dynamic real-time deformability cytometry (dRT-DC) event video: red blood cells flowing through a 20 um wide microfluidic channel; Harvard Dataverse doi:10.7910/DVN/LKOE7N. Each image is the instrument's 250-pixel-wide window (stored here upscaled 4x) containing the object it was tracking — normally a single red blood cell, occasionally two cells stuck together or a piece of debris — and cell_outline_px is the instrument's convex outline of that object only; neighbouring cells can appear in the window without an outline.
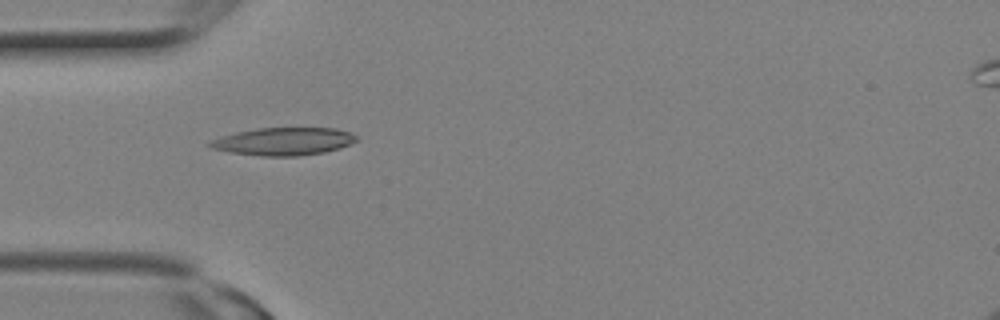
{"species": "Egyptian fruit bat (a non-hibernating species)", "species_latin": "Rousettus aegyptiacus", "temperature_condition": "room temperature", "stored_images_in_passage": 9, "camera_frame_rate_fps": 3000, "um_per_image_px": 0.085, "animal": {"sex": "female"}, "frame": {"image": 1, "passage_image": 6, "time_ms": 1.667, "image_size_px": [1000, 320], "cell_outline_px": [[360, 136], [356, 140], [340, 148], [324, 152], [296, 156], [264, 156], [232, 152], [212, 148], [208, 144], [208, 140], [220, 136], [236, 132], [260, 128], [336, 128], [352, 132]], "centroid_in_image_um": [24.12, 12.01], "position_along_channel_um": 60.9, "area_um2": 23.64}}
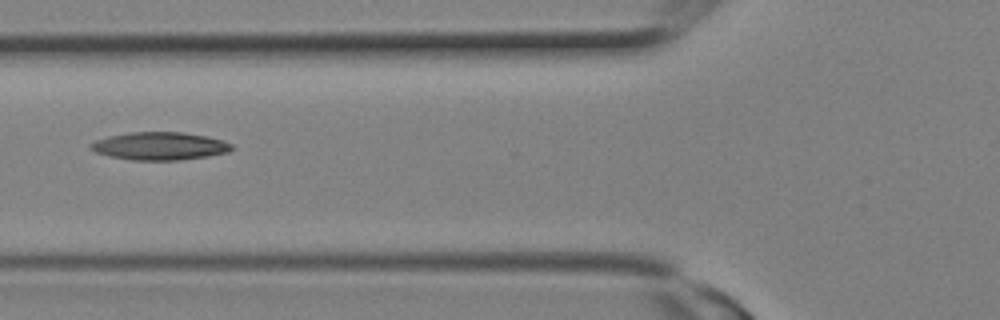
{"frame": {"image": 2, "passage_image": 8, "time_ms": 2.333, "image_size_px": [1000, 320], "cell_outline_px": [[236, 148], [228, 152], [208, 156], [180, 160], [132, 160], [108, 156], [96, 152], [88, 148], [88, 144], [96, 140], [108, 136], [128, 132], [184, 132], [208, 136], [224, 140], [232, 144]], "centroid_in_image_um": [13.59, 12.41], "position_along_channel_um": 112.2, "area_um2": 23.24}}